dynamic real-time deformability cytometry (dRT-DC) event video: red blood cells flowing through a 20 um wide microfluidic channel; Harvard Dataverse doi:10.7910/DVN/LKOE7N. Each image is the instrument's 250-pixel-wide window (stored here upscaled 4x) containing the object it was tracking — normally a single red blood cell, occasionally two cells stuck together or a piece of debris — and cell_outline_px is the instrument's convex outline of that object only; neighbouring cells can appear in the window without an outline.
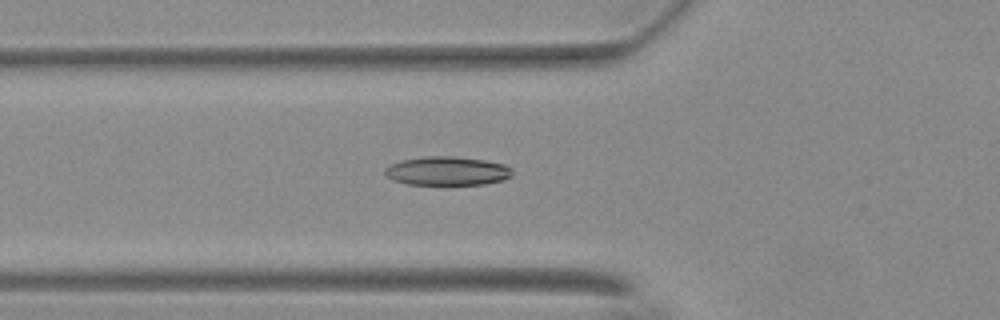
{"species": "Egyptian fruit bat (a non-hibernating species)", "species_latin": "Rousettus aegyptiacus", "temperature_condition": "warm", "stored_images_in_passage": 55, "camera_frame_rate_fps": 3000, "um_per_image_px": 0.085, "animal": {"sex": "female"}, "frame": {"image": 1, "passage_image": 20, "time_ms": 6.333, "image_size_px": [1000, 320], "cell_outline_px": [[512, 176], [504, 180], [484, 184], [408, 184], [392, 180], [384, 172], [384, 168], [388, 164], [400, 160], [424, 156], [456, 156], [484, 160], [504, 164], [512, 168]], "centroid_in_image_um": [37.99, 14.52], "position_along_channel_um": 87.8, "area_um2": 21.56}}
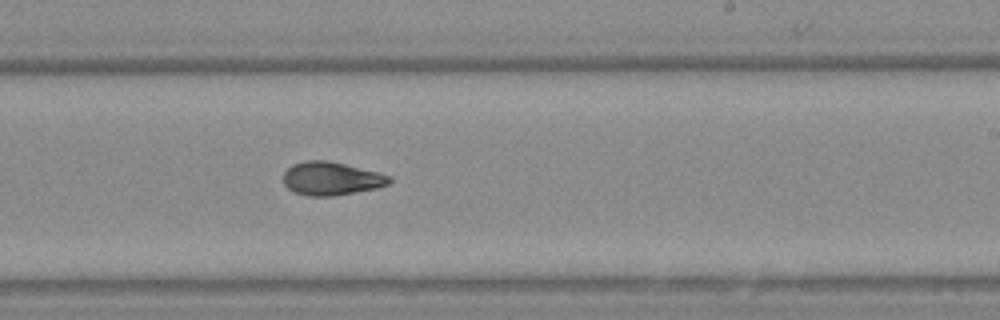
{"frame": {"image": 2, "passage_image": 34, "time_ms": 11.0, "image_size_px": [1000, 320], "cell_outline_px": [[392, 180], [388, 184], [376, 188], [336, 196], [308, 196], [296, 192], [288, 188], [284, 184], [284, 172], [292, 164], [304, 160], [328, 160], [392, 176]], "centroid_in_image_um": [28.15, 15.18], "position_along_channel_um": 260.9, "area_um2": 20.52}}
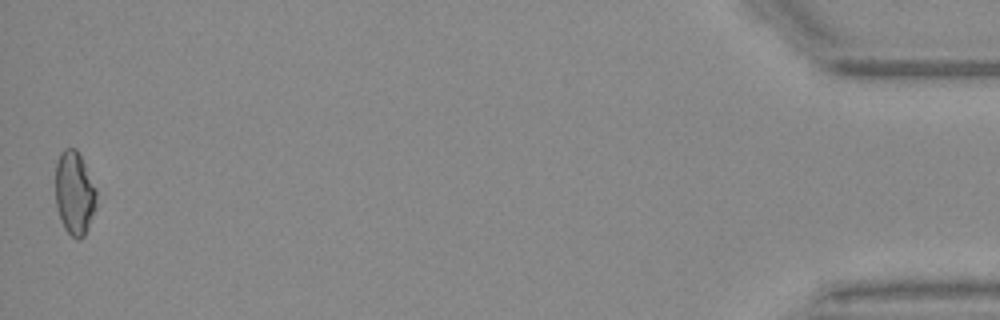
{"frame": {"image": 3, "passage_image": 55, "time_ms": 18.0, "image_size_px": [1000, 320], "cell_outline_px": [[96, 208], [84, 236], [80, 240], [76, 240], [64, 228], [56, 204], [56, 160], [60, 152], [64, 148], [76, 148], [96, 188]], "centroid_in_image_um": [6.33, 16.41], "position_along_channel_um": 428.9, "area_um2": 19.88}, "authors_computed_cell_mechanics": {"area_um2": 20.519, "velocity_mm_per_s": 3.7048, "shape_relaxation_time_tau1_ms": null, "shape_relaxation_time_tau2_ms": 4.0146, "deformation_change_tau1": null, "deformation_change_tau2": 0.1137}}